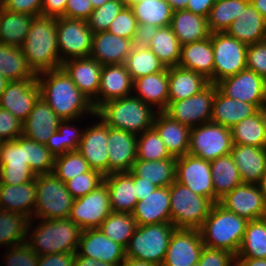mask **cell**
I'll list each match as a JSON object with an SVG mask.
<instances>
[{
    "label": "cell",
    "instance_id": "obj_28",
    "mask_svg": "<svg viewBox=\"0 0 266 266\" xmlns=\"http://www.w3.org/2000/svg\"><path fill=\"white\" fill-rule=\"evenodd\" d=\"M153 128L172 157L178 158L188 154L191 128L172 119L164 111L156 113Z\"/></svg>",
    "mask_w": 266,
    "mask_h": 266
},
{
    "label": "cell",
    "instance_id": "obj_44",
    "mask_svg": "<svg viewBox=\"0 0 266 266\" xmlns=\"http://www.w3.org/2000/svg\"><path fill=\"white\" fill-rule=\"evenodd\" d=\"M232 142L237 145L266 147V125L259 110L231 128Z\"/></svg>",
    "mask_w": 266,
    "mask_h": 266
},
{
    "label": "cell",
    "instance_id": "obj_4",
    "mask_svg": "<svg viewBox=\"0 0 266 266\" xmlns=\"http://www.w3.org/2000/svg\"><path fill=\"white\" fill-rule=\"evenodd\" d=\"M95 113V117L101 119L110 128L139 135L153 127L157 110L140 98L131 95L108 101L102 104Z\"/></svg>",
    "mask_w": 266,
    "mask_h": 266
},
{
    "label": "cell",
    "instance_id": "obj_64",
    "mask_svg": "<svg viewBox=\"0 0 266 266\" xmlns=\"http://www.w3.org/2000/svg\"><path fill=\"white\" fill-rule=\"evenodd\" d=\"M75 253H53L39 256L38 266H74Z\"/></svg>",
    "mask_w": 266,
    "mask_h": 266
},
{
    "label": "cell",
    "instance_id": "obj_21",
    "mask_svg": "<svg viewBox=\"0 0 266 266\" xmlns=\"http://www.w3.org/2000/svg\"><path fill=\"white\" fill-rule=\"evenodd\" d=\"M61 121L45 100L39 97L29 116L23 122L22 135L27 139L52 147Z\"/></svg>",
    "mask_w": 266,
    "mask_h": 266
},
{
    "label": "cell",
    "instance_id": "obj_31",
    "mask_svg": "<svg viewBox=\"0 0 266 266\" xmlns=\"http://www.w3.org/2000/svg\"><path fill=\"white\" fill-rule=\"evenodd\" d=\"M135 97L140 98L157 112H163L168 106V68L162 72L139 77L133 80Z\"/></svg>",
    "mask_w": 266,
    "mask_h": 266
},
{
    "label": "cell",
    "instance_id": "obj_48",
    "mask_svg": "<svg viewBox=\"0 0 266 266\" xmlns=\"http://www.w3.org/2000/svg\"><path fill=\"white\" fill-rule=\"evenodd\" d=\"M137 223L130 213L111 212L98 229L112 241L127 247Z\"/></svg>",
    "mask_w": 266,
    "mask_h": 266
},
{
    "label": "cell",
    "instance_id": "obj_56",
    "mask_svg": "<svg viewBox=\"0 0 266 266\" xmlns=\"http://www.w3.org/2000/svg\"><path fill=\"white\" fill-rule=\"evenodd\" d=\"M6 251L3 257L5 266H38L39 255L27 242L6 248Z\"/></svg>",
    "mask_w": 266,
    "mask_h": 266
},
{
    "label": "cell",
    "instance_id": "obj_7",
    "mask_svg": "<svg viewBox=\"0 0 266 266\" xmlns=\"http://www.w3.org/2000/svg\"><path fill=\"white\" fill-rule=\"evenodd\" d=\"M74 198L54 173L36 175L33 218L55 220L69 218Z\"/></svg>",
    "mask_w": 266,
    "mask_h": 266
},
{
    "label": "cell",
    "instance_id": "obj_14",
    "mask_svg": "<svg viewBox=\"0 0 266 266\" xmlns=\"http://www.w3.org/2000/svg\"><path fill=\"white\" fill-rule=\"evenodd\" d=\"M112 212L105 182L87 195L74 199L69 219L82 230L98 228Z\"/></svg>",
    "mask_w": 266,
    "mask_h": 266
},
{
    "label": "cell",
    "instance_id": "obj_78",
    "mask_svg": "<svg viewBox=\"0 0 266 266\" xmlns=\"http://www.w3.org/2000/svg\"><path fill=\"white\" fill-rule=\"evenodd\" d=\"M7 0H0V8H3L6 4Z\"/></svg>",
    "mask_w": 266,
    "mask_h": 266
},
{
    "label": "cell",
    "instance_id": "obj_1",
    "mask_svg": "<svg viewBox=\"0 0 266 266\" xmlns=\"http://www.w3.org/2000/svg\"><path fill=\"white\" fill-rule=\"evenodd\" d=\"M36 79L40 86V97L61 120L79 121L78 119H82L86 114L95 118L92 102L76 87L62 68L40 73L36 75Z\"/></svg>",
    "mask_w": 266,
    "mask_h": 266
},
{
    "label": "cell",
    "instance_id": "obj_61",
    "mask_svg": "<svg viewBox=\"0 0 266 266\" xmlns=\"http://www.w3.org/2000/svg\"><path fill=\"white\" fill-rule=\"evenodd\" d=\"M3 8L36 17L42 13V0H7Z\"/></svg>",
    "mask_w": 266,
    "mask_h": 266
},
{
    "label": "cell",
    "instance_id": "obj_73",
    "mask_svg": "<svg viewBox=\"0 0 266 266\" xmlns=\"http://www.w3.org/2000/svg\"><path fill=\"white\" fill-rule=\"evenodd\" d=\"M8 82L9 81L0 73V98Z\"/></svg>",
    "mask_w": 266,
    "mask_h": 266
},
{
    "label": "cell",
    "instance_id": "obj_49",
    "mask_svg": "<svg viewBox=\"0 0 266 266\" xmlns=\"http://www.w3.org/2000/svg\"><path fill=\"white\" fill-rule=\"evenodd\" d=\"M124 65L132 80L142 76L162 72L165 66L150 49H131Z\"/></svg>",
    "mask_w": 266,
    "mask_h": 266
},
{
    "label": "cell",
    "instance_id": "obj_55",
    "mask_svg": "<svg viewBox=\"0 0 266 266\" xmlns=\"http://www.w3.org/2000/svg\"><path fill=\"white\" fill-rule=\"evenodd\" d=\"M104 182V175L96 170H89L65 182V186L74 199L83 197Z\"/></svg>",
    "mask_w": 266,
    "mask_h": 266
},
{
    "label": "cell",
    "instance_id": "obj_66",
    "mask_svg": "<svg viewBox=\"0 0 266 266\" xmlns=\"http://www.w3.org/2000/svg\"><path fill=\"white\" fill-rule=\"evenodd\" d=\"M134 188L136 191V198L138 201L144 199V197L152 194L158 187L154 185L152 182H148L147 180H143L139 176H135L133 174Z\"/></svg>",
    "mask_w": 266,
    "mask_h": 266
},
{
    "label": "cell",
    "instance_id": "obj_75",
    "mask_svg": "<svg viewBox=\"0 0 266 266\" xmlns=\"http://www.w3.org/2000/svg\"><path fill=\"white\" fill-rule=\"evenodd\" d=\"M94 9L102 6L109 0H90Z\"/></svg>",
    "mask_w": 266,
    "mask_h": 266
},
{
    "label": "cell",
    "instance_id": "obj_19",
    "mask_svg": "<svg viewBox=\"0 0 266 266\" xmlns=\"http://www.w3.org/2000/svg\"><path fill=\"white\" fill-rule=\"evenodd\" d=\"M40 97L37 79L9 81L0 98V108L7 109L24 122Z\"/></svg>",
    "mask_w": 266,
    "mask_h": 266
},
{
    "label": "cell",
    "instance_id": "obj_17",
    "mask_svg": "<svg viewBox=\"0 0 266 266\" xmlns=\"http://www.w3.org/2000/svg\"><path fill=\"white\" fill-rule=\"evenodd\" d=\"M218 203L247 221L266 217V202L259 185L242 183L226 193Z\"/></svg>",
    "mask_w": 266,
    "mask_h": 266
},
{
    "label": "cell",
    "instance_id": "obj_37",
    "mask_svg": "<svg viewBox=\"0 0 266 266\" xmlns=\"http://www.w3.org/2000/svg\"><path fill=\"white\" fill-rule=\"evenodd\" d=\"M170 27L181 46L204 40L211 35L207 18L187 10L174 11Z\"/></svg>",
    "mask_w": 266,
    "mask_h": 266
},
{
    "label": "cell",
    "instance_id": "obj_27",
    "mask_svg": "<svg viewBox=\"0 0 266 266\" xmlns=\"http://www.w3.org/2000/svg\"><path fill=\"white\" fill-rule=\"evenodd\" d=\"M132 215L137 225L171 223L170 186L159 187L138 201Z\"/></svg>",
    "mask_w": 266,
    "mask_h": 266
},
{
    "label": "cell",
    "instance_id": "obj_36",
    "mask_svg": "<svg viewBox=\"0 0 266 266\" xmlns=\"http://www.w3.org/2000/svg\"><path fill=\"white\" fill-rule=\"evenodd\" d=\"M203 75L179 66L168 68V102L179 101L200 93L209 85Z\"/></svg>",
    "mask_w": 266,
    "mask_h": 266
},
{
    "label": "cell",
    "instance_id": "obj_22",
    "mask_svg": "<svg viewBox=\"0 0 266 266\" xmlns=\"http://www.w3.org/2000/svg\"><path fill=\"white\" fill-rule=\"evenodd\" d=\"M76 253L119 266L126 258V248L112 241L98 228L82 231Z\"/></svg>",
    "mask_w": 266,
    "mask_h": 266
},
{
    "label": "cell",
    "instance_id": "obj_63",
    "mask_svg": "<svg viewBox=\"0 0 266 266\" xmlns=\"http://www.w3.org/2000/svg\"><path fill=\"white\" fill-rule=\"evenodd\" d=\"M159 27L151 24L138 23L137 30L135 31L132 48L134 49H149L153 36L156 34Z\"/></svg>",
    "mask_w": 266,
    "mask_h": 266
},
{
    "label": "cell",
    "instance_id": "obj_72",
    "mask_svg": "<svg viewBox=\"0 0 266 266\" xmlns=\"http://www.w3.org/2000/svg\"><path fill=\"white\" fill-rule=\"evenodd\" d=\"M173 11H178V10H186L187 5H188V0H166Z\"/></svg>",
    "mask_w": 266,
    "mask_h": 266
},
{
    "label": "cell",
    "instance_id": "obj_69",
    "mask_svg": "<svg viewBox=\"0 0 266 266\" xmlns=\"http://www.w3.org/2000/svg\"><path fill=\"white\" fill-rule=\"evenodd\" d=\"M236 266H266V259L236 258Z\"/></svg>",
    "mask_w": 266,
    "mask_h": 266
},
{
    "label": "cell",
    "instance_id": "obj_23",
    "mask_svg": "<svg viewBox=\"0 0 266 266\" xmlns=\"http://www.w3.org/2000/svg\"><path fill=\"white\" fill-rule=\"evenodd\" d=\"M133 93V80L124 64L102 66L100 86L97 98L92 102L96 111L102 104L131 96Z\"/></svg>",
    "mask_w": 266,
    "mask_h": 266
},
{
    "label": "cell",
    "instance_id": "obj_9",
    "mask_svg": "<svg viewBox=\"0 0 266 266\" xmlns=\"http://www.w3.org/2000/svg\"><path fill=\"white\" fill-rule=\"evenodd\" d=\"M214 52L213 84L246 69L248 45L226 32L211 33Z\"/></svg>",
    "mask_w": 266,
    "mask_h": 266
},
{
    "label": "cell",
    "instance_id": "obj_12",
    "mask_svg": "<svg viewBox=\"0 0 266 266\" xmlns=\"http://www.w3.org/2000/svg\"><path fill=\"white\" fill-rule=\"evenodd\" d=\"M35 178L27 160V138L23 135L0 144V184L19 185Z\"/></svg>",
    "mask_w": 266,
    "mask_h": 266
},
{
    "label": "cell",
    "instance_id": "obj_59",
    "mask_svg": "<svg viewBox=\"0 0 266 266\" xmlns=\"http://www.w3.org/2000/svg\"><path fill=\"white\" fill-rule=\"evenodd\" d=\"M246 67L266 80V40L248 45Z\"/></svg>",
    "mask_w": 266,
    "mask_h": 266
},
{
    "label": "cell",
    "instance_id": "obj_38",
    "mask_svg": "<svg viewBox=\"0 0 266 266\" xmlns=\"http://www.w3.org/2000/svg\"><path fill=\"white\" fill-rule=\"evenodd\" d=\"M212 182L214 188V203H218L226 193L231 192L236 186L242 184L231 154L220 156L210 162Z\"/></svg>",
    "mask_w": 266,
    "mask_h": 266
},
{
    "label": "cell",
    "instance_id": "obj_29",
    "mask_svg": "<svg viewBox=\"0 0 266 266\" xmlns=\"http://www.w3.org/2000/svg\"><path fill=\"white\" fill-rule=\"evenodd\" d=\"M131 49L132 40L104 31L93 34L90 57L102 66L124 64Z\"/></svg>",
    "mask_w": 266,
    "mask_h": 266
},
{
    "label": "cell",
    "instance_id": "obj_65",
    "mask_svg": "<svg viewBox=\"0 0 266 266\" xmlns=\"http://www.w3.org/2000/svg\"><path fill=\"white\" fill-rule=\"evenodd\" d=\"M67 0H42V16L65 17Z\"/></svg>",
    "mask_w": 266,
    "mask_h": 266
},
{
    "label": "cell",
    "instance_id": "obj_20",
    "mask_svg": "<svg viewBox=\"0 0 266 266\" xmlns=\"http://www.w3.org/2000/svg\"><path fill=\"white\" fill-rule=\"evenodd\" d=\"M87 128H84L83 137L77 151L88 162L91 170H96L102 175H108L107 139L109 126L101 119Z\"/></svg>",
    "mask_w": 266,
    "mask_h": 266
},
{
    "label": "cell",
    "instance_id": "obj_53",
    "mask_svg": "<svg viewBox=\"0 0 266 266\" xmlns=\"http://www.w3.org/2000/svg\"><path fill=\"white\" fill-rule=\"evenodd\" d=\"M126 6L123 0H109L102 6L94 9L86 20L90 30L96 34L107 31L113 19Z\"/></svg>",
    "mask_w": 266,
    "mask_h": 266
},
{
    "label": "cell",
    "instance_id": "obj_32",
    "mask_svg": "<svg viewBox=\"0 0 266 266\" xmlns=\"http://www.w3.org/2000/svg\"><path fill=\"white\" fill-rule=\"evenodd\" d=\"M36 197V176L19 185L0 184V209L33 219Z\"/></svg>",
    "mask_w": 266,
    "mask_h": 266
},
{
    "label": "cell",
    "instance_id": "obj_8",
    "mask_svg": "<svg viewBox=\"0 0 266 266\" xmlns=\"http://www.w3.org/2000/svg\"><path fill=\"white\" fill-rule=\"evenodd\" d=\"M213 205L176 180L170 185L171 223L176 229H200Z\"/></svg>",
    "mask_w": 266,
    "mask_h": 266
},
{
    "label": "cell",
    "instance_id": "obj_16",
    "mask_svg": "<svg viewBox=\"0 0 266 266\" xmlns=\"http://www.w3.org/2000/svg\"><path fill=\"white\" fill-rule=\"evenodd\" d=\"M176 181L195 194L209 198L214 203V188L210 162L185 154L176 159Z\"/></svg>",
    "mask_w": 266,
    "mask_h": 266
},
{
    "label": "cell",
    "instance_id": "obj_13",
    "mask_svg": "<svg viewBox=\"0 0 266 266\" xmlns=\"http://www.w3.org/2000/svg\"><path fill=\"white\" fill-rule=\"evenodd\" d=\"M216 92V84H209L200 93L192 97L168 102L164 111L172 119L189 128L211 122L212 103Z\"/></svg>",
    "mask_w": 266,
    "mask_h": 266
},
{
    "label": "cell",
    "instance_id": "obj_5",
    "mask_svg": "<svg viewBox=\"0 0 266 266\" xmlns=\"http://www.w3.org/2000/svg\"><path fill=\"white\" fill-rule=\"evenodd\" d=\"M247 222L245 218L226 210L219 203H214L199 229L204 246L225 249L236 256Z\"/></svg>",
    "mask_w": 266,
    "mask_h": 266
},
{
    "label": "cell",
    "instance_id": "obj_62",
    "mask_svg": "<svg viewBox=\"0 0 266 266\" xmlns=\"http://www.w3.org/2000/svg\"><path fill=\"white\" fill-rule=\"evenodd\" d=\"M94 10L90 0H67L65 17L87 20Z\"/></svg>",
    "mask_w": 266,
    "mask_h": 266
},
{
    "label": "cell",
    "instance_id": "obj_34",
    "mask_svg": "<svg viewBox=\"0 0 266 266\" xmlns=\"http://www.w3.org/2000/svg\"><path fill=\"white\" fill-rule=\"evenodd\" d=\"M104 182L109 191L112 212L132 214L136 203L133 173L115 172L104 176Z\"/></svg>",
    "mask_w": 266,
    "mask_h": 266
},
{
    "label": "cell",
    "instance_id": "obj_11",
    "mask_svg": "<svg viewBox=\"0 0 266 266\" xmlns=\"http://www.w3.org/2000/svg\"><path fill=\"white\" fill-rule=\"evenodd\" d=\"M93 34L86 20L58 17L57 45L61 63L90 57Z\"/></svg>",
    "mask_w": 266,
    "mask_h": 266
},
{
    "label": "cell",
    "instance_id": "obj_57",
    "mask_svg": "<svg viewBox=\"0 0 266 266\" xmlns=\"http://www.w3.org/2000/svg\"><path fill=\"white\" fill-rule=\"evenodd\" d=\"M137 27L138 21L136 20L132 9L129 6H125L113 19L107 31L117 36L133 40Z\"/></svg>",
    "mask_w": 266,
    "mask_h": 266
},
{
    "label": "cell",
    "instance_id": "obj_58",
    "mask_svg": "<svg viewBox=\"0 0 266 266\" xmlns=\"http://www.w3.org/2000/svg\"><path fill=\"white\" fill-rule=\"evenodd\" d=\"M198 263L200 266H236V256L225 249L204 246Z\"/></svg>",
    "mask_w": 266,
    "mask_h": 266
},
{
    "label": "cell",
    "instance_id": "obj_50",
    "mask_svg": "<svg viewBox=\"0 0 266 266\" xmlns=\"http://www.w3.org/2000/svg\"><path fill=\"white\" fill-rule=\"evenodd\" d=\"M137 159L140 160H164L177 159L167 151L165 143L152 127L137 135Z\"/></svg>",
    "mask_w": 266,
    "mask_h": 266
},
{
    "label": "cell",
    "instance_id": "obj_60",
    "mask_svg": "<svg viewBox=\"0 0 266 266\" xmlns=\"http://www.w3.org/2000/svg\"><path fill=\"white\" fill-rule=\"evenodd\" d=\"M23 122L7 109L0 108V141H12L22 136Z\"/></svg>",
    "mask_w": 266,
    "mask_h": 266
},
{
    "label": "cell",
    "instance_id": "obj_33",
    "mask_svg": "<svg viewBox=\"0 0 266 266\" xmlns=\"http://www.w3.org/2000/svg\"><path fill=\"white\" fill-rule=\"evenodd\" d=\"M179 67L203 75L213 84L214 52L210 37L181 46Z\"/></svg>",
    "mask_w": 266,
    "mask_h": 266
},
{
    "label": "cell",
    "instance_id": "obj_51",
    "mask_svg": "<svg viewBox=\"0 0 266 266\" xmlns=\"http://www.w3.org/2000/svg\"><path fill=\"white\" fill-rule=\"evenodd\" d=\"M89 170L88 162L78 151H69L55 155L52 173L64 183Z\"/></svg>",
    "mask_w": 266,
    "mask_h": 266
},
{
    "label": "cell",
    "instance_id": "obj_39",
    "mask_svg": "<svg viewBox=\"0 0 266 266\" xmlns=\"http://www.w3.org/2000/svg\"><path fill=\"white\" fill-rule=\"evenodd\" d=\"M135 176L152 182L159 187H169L176 180V159L140 160L136 159L130 170Z\"/></svg>",
    "mask_w": 266,
    "mask_h": 266
},
{
    "label": "cell",
    "instance_id": "obj_67",
    "mask_svg": "<svg viewBox=\"0 0 266 266\" xmlns=\"http://www.w3.org/2000/svg\"><path fill=\"white\" fill-rule=\"evenodd\" d=\"M215 1L216 0H188L186 10L207 18Z\"/></svg>",
    "mask_w": 266,
    "mask_h": 266
},
{
    "label": "cell",
    "instance_id": "obj_68",
    "mask_svg": "<svg viewBox=\"0 0 266 266\" xmlns=\"http://www.w3.org/2000/svg\"><path fill=\"white\" fill-rule=\"evenodd\" d=\"M74 266H114L112 264L92 259L88 256H81L75 252Z\"/></svg>",
    "mask_w": 266,
    "mask_h": 266
},
{
    "label": "cell",
    "instance_id": "obj_76",
    "mask_svg": "<svg viewBox=\"0 0 266 266\" xmlns=\"http://www.w3.org/2000/svg\"><path fill=\"white\" fill-rule=\"evenodd\" d=\"M263 120H264V124L266 125V104L263 105L260 109Z\"/></svg>",
    "mask_w": 266,
    "mask_h": 266
},
{
    "label": "cell",
    "instance_id": "obj_70",
    "mask_svg": "<svg viewBox=\"0 0 266 266\" xmlns=\"http://www.w3.org/2000/svg\"><path fill=\"white\" fill-rule=\"evenodd\" d=\"M252 7L266 20V0H249Z\"/></svg>",
    "mask_w": 266,
    "mask_h": 266
},
{
    "label": "cell",
    "instance_id": "obj_54",
    "mask_svg": "<svg viewBox=\"0 0 266 266\" xmlns=\"http://www.w3.org/2000/svg\"><path fill=\"white\" fill-rule=\"evenodd\" d=\"M73 121L75 120H62L60 122L52 145L55 155L69 151H77L83 137L84 129L80 130L75 128L72 124Z\"/></svg>",
    "mask_w": 266,
    "mask_h": 266
},
{
    "label": "cell",
    "instance_id": "obj_30",
    "mask_svg": "<svg viewBox=\"0 0 266 266\" xmlns=\"http://www.w3.org/2000/svg\"><path fill=\"white\" fill-rule=\"evenodd\" d=\"M259 111L255 104L238 101L222 94L216 86L212 103L211 122L231 129L238 122L251 117Z\"/></svg>",
    "mask_w": 266,
    "mask_h": 266
},
{
    "label": "cell",
    "instance_id": "obj_26",
    "mask_svg": "<svg viewBox=\"0 0 266 266\" xmlns=\"http://www.w3.org/2000/svg\"><path fill=\"white\" fill-rule=\"evenodd\" d=\"M230 154L242 183L259 185L266 173V147L233 144Z\"/></svg>",
    "mask_w": 266,
    "mask_h": 266
},
{
    "label": "cell",
    "instance_id": "obj_3",
    "mask_svg": "<svg viewBox=\"0 0 266 266\" xmlns=\"http://www.w3.org/2000/svg\"><path fill=\"white\" fill-rule=\"evenodd\" d=\"M40 221L33 228V219L28 221L27 234L31 236L26 241L39 256L77 251L83 230L75 222L69 218Z\"/></svg>",
    "mask_w": 266,
    "mask_h": 266
},
{
    "label": "cell",
    "instance_id": "obj_52",
    "mask_svg": "<svg viewBox=\"0 0 266 266\" xmlns=\"http://www.w3.org/2000/svg\"><path fill=\"white\" fill-rule=\"evenodd\" d=\"M54 159L52 147L27 139V160L35 176L52 173Z\"/></svg>",
    "mask_w": 266,
    "mask_h": 266
},
{
    "label": "cell",
    "instance_id": "obj_41",
    "mask_svg": "<svg viewBox=\"0 0 266 266\" xmlns=\"http://www.w3.org/2000/svg\"><path fill=\"white\" fill-rule=\"evenodd\" d=\"M0 73L8 81L36 79L21 47L0 43Z\"/></svg>",
    "mask_w": 266,
    "mask_h": 266
},
{
    "label": "cell",
    "instance_id": "obj_46",
    "mask_svg": "<svg viewBox=\"0 0 266 266\" xmlns=\"http://www.w3.org/2000/svg\"><path fill=\"white\" fill-rule=\"evenodd\" d=\"M249 0H216L207 17L211 33L226 32Z\"/></svg>",
    "mask_w": 266,
    "mask_h": 266
},
{
    "label": "cell",
    "instance_id": "obj_79",
    "mask_svg": "<svg viewBox=\"0 0 266 266\" xmlns=\"http://www.w3.org/2000/svg\"><path fill=\"white\" fill-rule=\"evenodd\" d=\"M190 266H200V265H199V263H197V264H193V265H190Z\"/></svg>",
    "mask_w": 266,
    "mask_h": 266
},
{
    "label": "cell",
    "instance_id": "obj_18",
    "mask_svg": "<svg viewBox=\"0 0 266 266\" xmlns=\"http://www.w3.org/2000/svg\"><path fill=\"white\" fill-rule=\"evenodd\" d=\"M204 248L199 229H175L161 266L197 264Z\"/></svg>",
    "mask_w": 266,
    "mask_h": 266
},
{
    "label": "cell",
    "instance_id": "obj_40",
    "mask_svg": "<svg viewBox=\"0 0 266 266\" xmlns=\"http://www.w3.org/2000/svg\"><path fill=\"white\" fill-rule=\"evenodd\" d=\"M33 19L28 14L0 8V43L21 47Z\"/></svg>",
    "mask_w": 266,
    "mask_h": 266
},
{
    "label": "cell",
    "instance_id": "obj_42",
    "mask_svg": "<svg viewBox=\"0 0 266 266\" xmlns=\"http://www.w3.org/2000/svg\"><path fill=\"white\" fill-rule=\"evenodd\" d=\"M140 24L156 27L170 26L173 9L166 0H139L129 5Z\"/></svg>",
    "mask_w": 266,
    "mask_h": 266
},
{
    "label": "cell",
    "instance_id": "obj_25",
    "mask_svg": "<svg viewBox=\"0 0 266 266\" xmlns=\"http://www.w3.org/2000/svg\"><path fill=\"white\" fill-rule=\"evenodd\" d=\"M61 68L91 102L97 98L102 65L96 59L91 57L70 59L63 62Z\"/></svg>",
    "mask_w": 266,
    "mask_h": 266
},
{
    "label": "cell",
    "instance_id": "obj_77",
    "mask_svg": "<svg viewBox=\"0 0 266 266\" xmlns=\"http://www.w3.org/2000/svg\"><path fill=\"white\" fill-rule=\"evenodd\" d=\"M123 1L125 2L126 6H129V5H131V4H133L134 2H137V1H139V0H123Z\"/></svg>",
    "mask_w": 266,
    "mask_h": 266
},
{
    "label": "cell",
    "instance_id": "obj_47",
    "mask_svg": "<svg viewBox=\"0 0 266 266\" xmlns=\"http://www.w3.org/2000/svg\"><path fill=\"white\" fill-rule=\"evenodd\" d=\"M28 219L15 212L0 209V246H15L27 241Z\"/></svg>",
    "mask_w": 266,
    "mask_h": 266
},
{
    "label": "cell",
    "instance_id": "obj_71",
    "mask_svg": "<svg viewBox=\"0 0 266 266\" xmlns=\"http://www.w3.org/2000/svg\"><path fill=\"white\" fill-rule=\"evenodd\" d=\"M119 266H157V265L141 260H136L133 258H125V260Z\"/></svg>",
    "mask_w": 266,
    "mask_h": 266
},
{
    "label": "cell",
    "instance_id": "obj_2",
    "mask_svg": "<svg viewBox=\"0 0 266 266\" xmlns=\"http://www.w3.org/2000/svg\"><path fill=\"white\" fill-rule=\"evenodd\" d=\"M21 49L35 75L61 68L57 45V18L42 15L34 17Z\"/></svg>",
    "mask_w": 266,
    "mask_h": 266
},
{
    "label": "cell",
    "instance_id": "obj_35",
    "mask_svg": "<svg viewBox=\"0 0 266 266\" xmlns=\"http://www.w3.org/2000/svg\"><path fill=\"white\" fill-rule=\"evenodd\" d=\"M226 33L247 45L266 40V20L249 2Z\"/></svg>",
    "mask_w": 266,
    "mask_h": 266
},
{
    "label": "cell",
    "instance_id": "obj_24",
    "mask_svg": "<svg viewBox=\"0 0 266 266\" xmlns=\"http://www.w3.org/2000/svg\"><path fill=\"white\" fill-rule=\"evenodd\" d=\"M137 135L109 127L107 139L108 175L129 172L137 159Z\"/></svg>",
    "mask_w": 266,
    "mask_h": 266
},
{
    "label": "cell",
    "instance_id": "obj_6",
    "mask_svg": "<svg viewBox=\"0 0 266 266\" xmlns=\"http://www.w3.org/2000/svg\"><path fill=\"white\" fill-rule=\"evenodd\" d=\"M175 229L172 223L137 225L126 247V258L161 266Z\"/></svg>",
    "mask_w": 266,
    "mask_h": 266
},
{
    "label": "cell",
    "instance_id": "obj_45",
    "mask_svg": "<svg viewBox=\"0 0 266 266\" xmlns=\"http://www.w3.org/2000/svg\"><path fill=\"white\" fill-rule=\"evenodd\" d=\"M165 66H178L181 44L170 26L158 28L149 48Z\"/></svg>",
    "mask_w": 266,
    "mask_h": 266
},
{
    "label": "cell",
    "instance_id": "obj_10",
    "mask_svg": "<svg viewBox=\"0 0 266 266\" xmlns=\"http://www.w3.org/2000/svg\"><path fill=\"white\" fill-rule=\"evenodd\" d=\"M231 129L208 122L191 128L188 154L205 161L229 154L232 150Z\"/></svg>",
    "mask_w": 266,
    "mask_h": 266
},
{
    "label": "cell",
    "instance_id": "obj_43",
    "mask_svg": "<svg viewBox=\"0 0 266 266\" xmlns=\"http://www.w3.org/2000/svg\"><path fill=\"white\" fill-rule=\"evenodd\" d=\"M236 258L266 259V217L247 222Z\"/></svg>",
    "mask_w": 266,
    "mask_h": 266
},
{
    "label": "cell",
    "instance_id": "obj_74",
    "mask_svg": "<svg viewBox=\"0 0 266 266\" xmlns=\"http://www.w3.org/2000/svg\"><path fill=\"white\" fill-rule=\"evenodd\" d=\"M259 186L261 188V191H262L263 196H264V200L266 202V173L263 175Z\"/></svg>",
    "mask_w": 266,
    "mask_h": 266
},
{
    "label": "cell",
    "instance_id": "obj_15",
    "mask_svg": "<svg viewBox=\"0 0 266 266\" xmlns=\"http://www.w3.org/2000/svg\"><path fill=\"white\" fill-rule=\"evenodd\" d=\"M217 89L230 98L255 104H266V80L253 70L244 69L216 83Z\"/></svg>",
    "mask_w": 266,
    "mask_h": 266
}]
</instances>
